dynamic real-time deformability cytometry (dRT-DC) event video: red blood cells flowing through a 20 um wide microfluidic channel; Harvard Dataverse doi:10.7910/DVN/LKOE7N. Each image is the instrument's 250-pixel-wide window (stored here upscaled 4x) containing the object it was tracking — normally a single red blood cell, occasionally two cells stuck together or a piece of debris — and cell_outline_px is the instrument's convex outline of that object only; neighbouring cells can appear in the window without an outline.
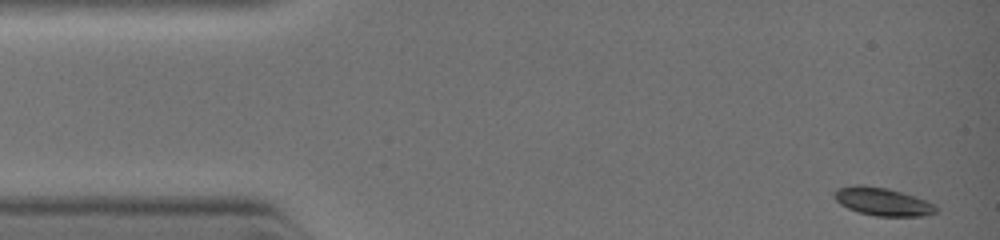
{"species": "common noctule bat (a hibernating species)", "species_latin": "Nyctalus noctula", "temperature_condition": "warm", "stored_images_in_passage": 8, "camera_frame_rate_fps": 3000, "um_per_image_px": 0.085, "animal": {"sex": "female", "body_mass_g": 19.0, "forearm_length_mm": 51.5}, "frame": {"image": 1, "passage_image": 1, "time_ms": 0.0, "image_size_px": [1000, 240], "cell_outline_px": [[936, 212], [924, 216], [876, 216], [860, 212], [848, 208], [840, 204], [832, 196], [832, 192], [836, 188], [856, 184], [864, 184], [888, 188], [924, 200], [932, 204], [936, 208]], "centroid_in_image_um": [74.92, 17.12], "position_along_channel_um": 10.1, "area_um2": 16.53}}
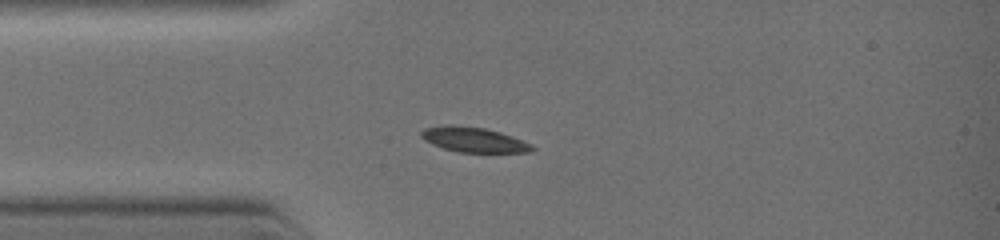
{"frame": {"image": 2, "passage_image": 7, "time_ms": 2.333, "image_size_px": [1000, 240], "cell_outline_px": [[536, 148], [532, 152], [460, 152], [444, 148], [432, 144], [424, 140], [420, 136], [420, 132], [424, 128], [448, 124], [452, 124], [484, 128], [500, 132], [512, 136], [532, 144]], "centroid_in_image_um": [40.26, 11.86], "position_along_channel_um": 44.7, "area_um2": 16.18}}